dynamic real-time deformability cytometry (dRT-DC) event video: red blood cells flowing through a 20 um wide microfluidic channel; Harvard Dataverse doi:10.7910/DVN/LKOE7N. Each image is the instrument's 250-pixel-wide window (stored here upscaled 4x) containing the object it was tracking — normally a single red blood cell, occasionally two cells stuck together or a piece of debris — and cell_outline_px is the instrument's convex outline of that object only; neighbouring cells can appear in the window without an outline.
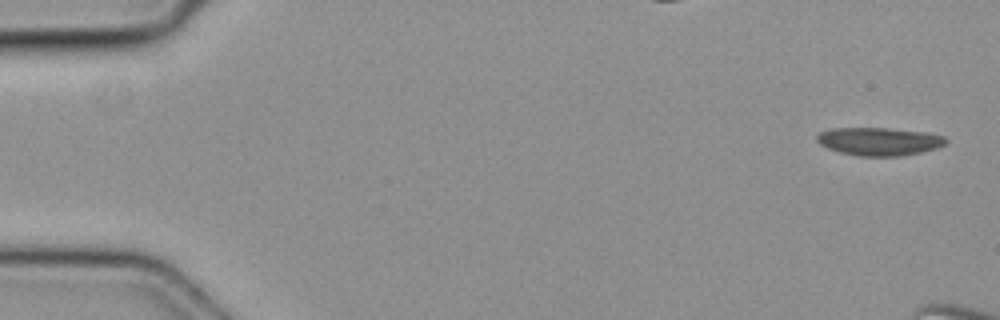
{"species": "common noctule bat (a hibernating species)", "species_latin": "Nyctalus noctula", "temperature_condition": "cold", "stored_images_in_passage": 12, "camera_frame_rate_fps": 3000, "um_per_image_px": 0.085, "animal": {"sex": "female", "body_mass_g": 19.3, "forearm_length_mm": 54.1}, "frame": {"image": 1, "passage_image": 1, "time_ms": 0.0, "image_size_px": [1000, 320], "cell_outline_px": [[948, 140], [944, 144], [936, 148], [920, 152], [900, 156], [860, 156], [840, 152], [828, 148], [820, 144], [816, 140], [816, 136], [820, 132], [828, 128], [888, 128], [924, 132], [944, 136]], "centroid_in_image_um": [74.69, 12.01], "position_along_channel_um": 10.3, "area_um2": 20.98}}